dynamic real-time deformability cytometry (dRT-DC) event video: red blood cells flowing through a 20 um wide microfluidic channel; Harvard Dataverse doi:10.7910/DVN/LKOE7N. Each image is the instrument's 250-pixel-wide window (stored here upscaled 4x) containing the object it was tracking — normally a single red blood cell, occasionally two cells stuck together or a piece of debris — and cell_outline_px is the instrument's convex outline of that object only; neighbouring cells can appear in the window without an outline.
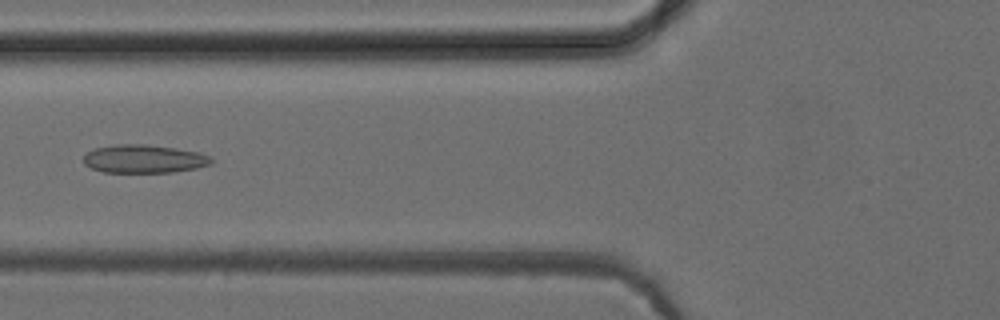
{"species": "common noctule bat (a hibernating species)", "species_latin": "Nyctalus noctula", "temperature_condition": "cold", "stored_images_in_passage": 50, "camera_frame_rate_fps": 3000, "um_per_image_px": 0.085, "animal": {"sex": "female", "body_mass_g": 24.6, "forearm_length_mm": 56.2}, "frame": {"image": 1, "passage_image": 19, "time_ms": 6.0, "image_size_px": [1000, 320], "cell_outline_px": [[212, 164], [196, 168], [172, 172], [104, 172], [92, 168], [84, 164], [84, 156], [88, 152], [96, 148], [116, 144], [144, 144], [176, 148], [200, 152], [212, 156]], "centroid_in_image_um": [12.28, 13.5], "position_along_channel_um": 113.5, "area_um2": 21.04}}
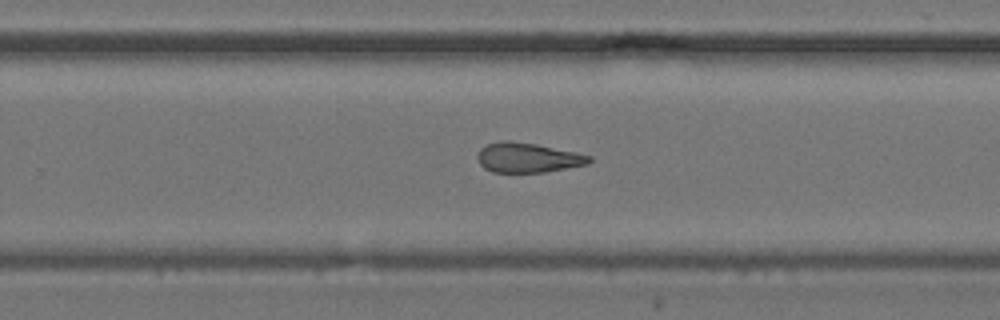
{"frame": {"image": 2, "passage_image": 32, "time_ms": 10.333, "image_size_px": [1000, 320], "cell_outline_px": [[592, 160], [588, 164], [544, 172], [492, 172], [484, 168], [480, 164], [476, 156], [480, 148], [484, 144], [500, 140], [508, 140], [536, 144], [576, 152], [592, 156]], "centroid_in_image_um": [44.82, 13.39], "position_along_channel_um": 285.0, "area_um2": 19.54}}
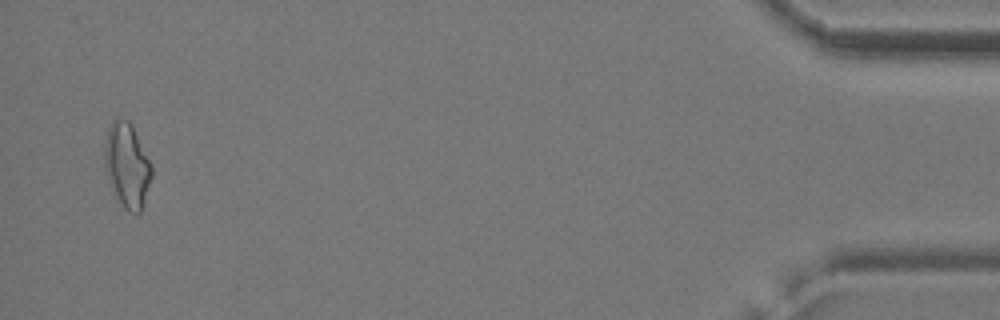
{"frame": {"image": 3, "passage_image": 49, "time_ms": 16.0, "image_size_px": [1000, 320], "cell_outline_px": [[152, 176], [140, 212], [128, 212], [124, 208], [112, 192], [104, 168], [104, 144], [108, 128], [112, 120], [128, 120], [132, 124], [152, 164]], "centroid_in_image_um": [10.78, 14.05], "position_along_channel_um": 424.4, "area_um2": 23.29}, "authors_computed_cell_mechanics": {"area_um2": 20.4901, "velocity_mm_per_s": 3.9538, "shape_relaxation_time_tau1_ms": null, "shape_relaxation_time_tau2_ms": 3.5117, "deformation_change_tau1": null, "deformation_change_tau2": 0.1142}}